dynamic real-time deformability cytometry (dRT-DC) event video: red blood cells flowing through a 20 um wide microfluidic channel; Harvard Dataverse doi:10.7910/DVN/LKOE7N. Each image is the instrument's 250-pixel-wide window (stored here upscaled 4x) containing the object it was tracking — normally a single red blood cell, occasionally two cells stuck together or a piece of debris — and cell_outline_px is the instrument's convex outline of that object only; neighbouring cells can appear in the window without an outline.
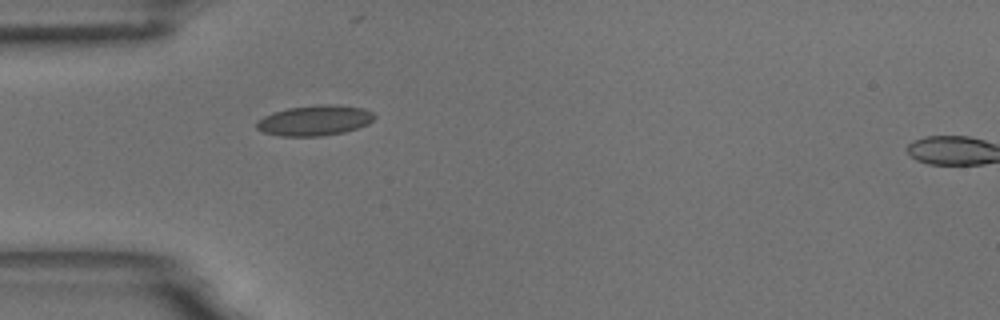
{"species": "common noctule bat (a hibernating species)", "species_latin": "Nyctalus noctula", "temperature_condition": "room temperature", "stored_images_in_passage": 40, "camera_frame_rate_fps": 3000, "um_per_image_px": 0.085, "animal": {"sex": "male", "body_mass_g": 18.8}, "frame": {"image": 1, "passage_image": 1, "time_ms": 0.0, "image_size_px": [1000, 320], "cell_outline_px": [[376, 116], [368, 124], [344, 132], [320, 136], [280, 136], [264, 132], [256, 128], [256, 124], [264, 116], [272, 112], [288, 108], [320, 104], [336, 104], [364, 108], [372, 112]], "centroid_in_image_um": [26.76, 10.23], "position_along_channel_um": 58.2, "area_um2": 20.81}}
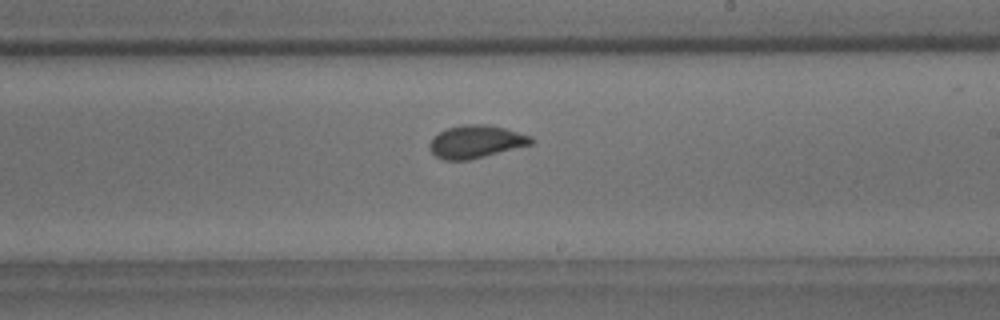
{"frame": {"image": 2, "passage_image": 17, "time_ms": 5.333, "image_size_px": [1000, 320], "cell_outline_px": [[536, 140], [532, 144], [468, 160], [444, 160], [436, 156], [428, 148], [428, 144], [432, 136], [448, 128], [460, 124], [492, 124], [532, 136]], "centroid_in_image_um": [40.45, 12.02], "position_along_channel_um": 248.6, "area_um2": 19.59}}
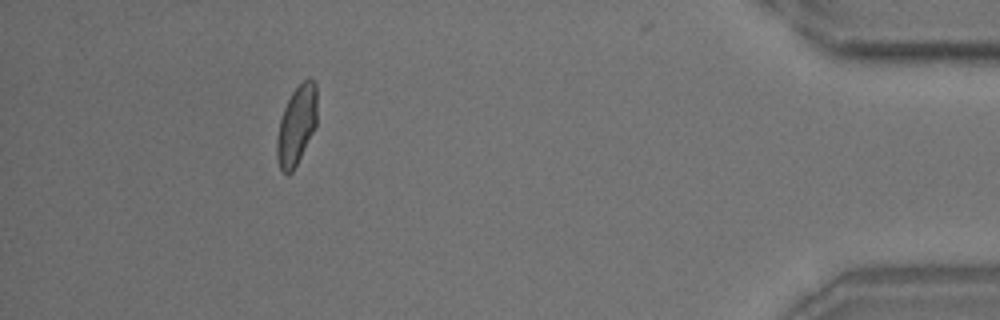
{"frame": {"image": 3, "passage_image": 35, "time_ms": 11.333, "image_size_px": [1000, 320], "cell_outline_px": [[316, 128], [292, 172], [288, 176], [280, 168], [276, 156], [276, 136], [280, 120], [284, 108], [292, 92], [308, 76], [316, 84]], "centroid_in_image_um": [25.2, 10.66], "position_along_channel_um": 410.0, "area_um2": 18.55}, "authors_computed_cell_mechanics": {"area_um2": 18.9295, "velocity_mm_per_s": 3.6193, "shape_relaxation_time_tau1_ms": 4.1907, "shape_relaxation_time_tau2_ms": null, "deformation_change_tau1": 0.1076, "deformation_change_tau2": null}}